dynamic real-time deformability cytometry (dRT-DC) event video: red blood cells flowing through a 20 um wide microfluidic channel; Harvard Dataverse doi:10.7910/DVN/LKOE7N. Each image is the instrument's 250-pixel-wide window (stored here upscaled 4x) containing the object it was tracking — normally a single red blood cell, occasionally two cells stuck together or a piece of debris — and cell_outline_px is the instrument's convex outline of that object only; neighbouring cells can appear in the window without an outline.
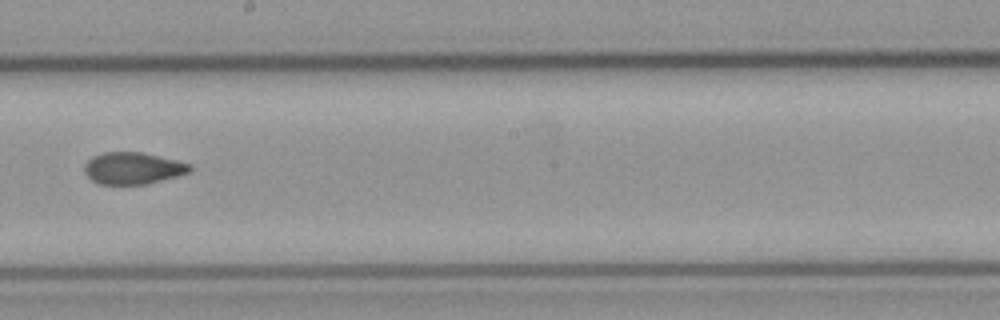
{"species": "common noctule bat (a hibernating species)", "species_latin": "Nyctalus noctula", "temperature_condition": "cold", "stored_images_in_passage": 5, "camera_frame_rate_fps": 3000, "um_per_image_px": 0.085, "animal": {"sex": "male", "body_mass_g": 23.1, "forearm_length_mm": 52.7}, "frame": {"image": 1, "passage_image": 5, "time_ms": 5.667, "image_size_px": [1000, 320], "cell_outline_px": [[192, 168], [188, 172], [176, 176], [148, 184], [100, 184], [92, 180], [84, 172], [84, 164], [92, 156], [104, 152], [140, 152], [176, 160], [192, 164]], "centroid_in_image_um": [11.27, 14.3], "position_along_channel_um": 236.9, "area_um2": 19.48}}